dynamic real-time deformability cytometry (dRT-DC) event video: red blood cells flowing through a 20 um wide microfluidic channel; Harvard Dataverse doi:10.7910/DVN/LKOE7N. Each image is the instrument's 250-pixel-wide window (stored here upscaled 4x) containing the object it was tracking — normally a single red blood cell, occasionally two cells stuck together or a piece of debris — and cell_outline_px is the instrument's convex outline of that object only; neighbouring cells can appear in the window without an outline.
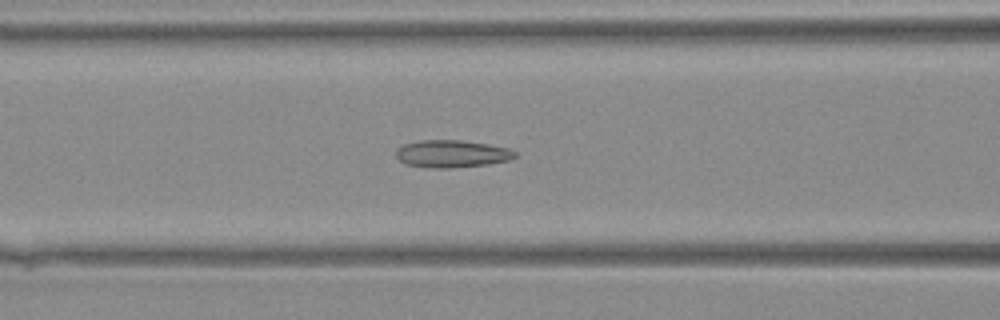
{"species": "Egyptian fruit bat (a non-hibernating species)", "species_latin": "Rousettus aegyptiacus", "temperature_condition": "warm", "stored_images_in_passage": 29, "camera_frame_rate_fps": 3000, "um_per_image_px": 0.085, "animal": {"sex": "female"}, "frame": {"image": 1, "passage_image": 5, "time_ms": 1.333, "image_size_px": [1000, 320], "cell_outline_px": [[516, 156], [508, 160], [488, 164], [448, 168], [432, 168], [408, 164], [400, 160], [396, 156], [396, 152], [404, 144], [420, 140], [460, 140], [488, 144], [508, 148], [516, 152]], "centroid_in_image_um": [38.42, 13.06], "position_along_channel_um": 128.2, "area_um2": 18.73}}
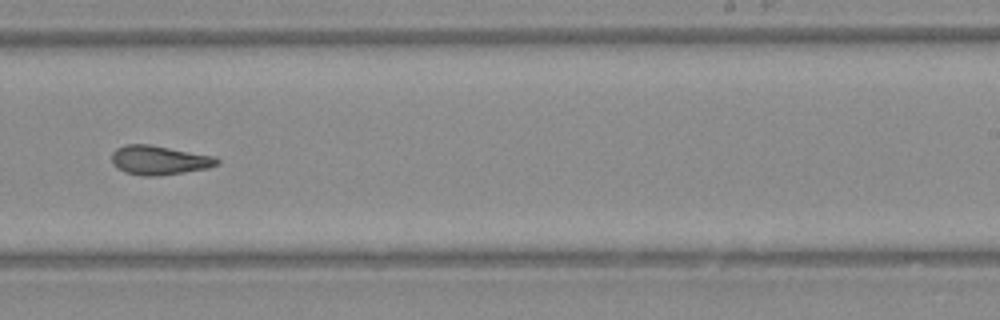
{"frame": {"image": 2, "passage_image": 14, "time_ms": 4.333, "image_size_px": [1000, 320], "cell_outline_px": [[220, 164], [208, 168], [156, 176], [144, 176], [124, 172], [112, 164], [112, 152], [116, 148], [124, 144], [148, 144], [212, 156], [220, 160]], "centroid_in_image_um": [13.49, 13.61], "position_along_channel_um": 275.5, "area_um2": 17.74}}
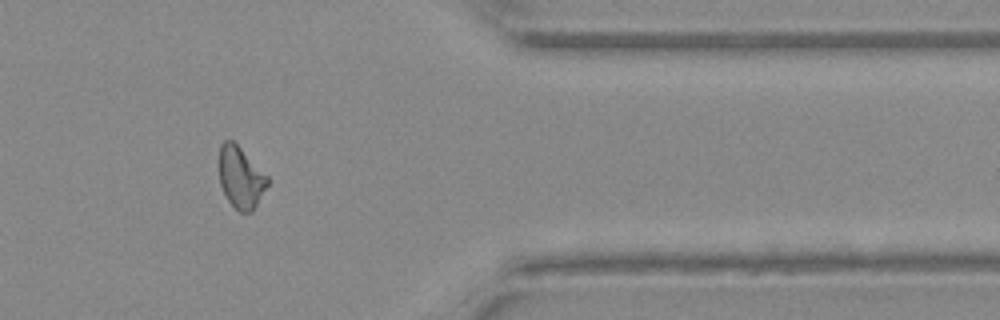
{"frame": {"image": 3, "passage_image": 22, "time_ms": 7.0, "image_size_px": [1000, 320], "cell_outline_px": [[268, 184], [252, 212], [240, 212], [228, 200], [220, 184], [220, 144], [224, 140], [232, 140], [268, 176]], "centroid_in_image_um": [20.46, 15.09], "position_along_channel_um": 390.9, "area_um2": 16.94}}